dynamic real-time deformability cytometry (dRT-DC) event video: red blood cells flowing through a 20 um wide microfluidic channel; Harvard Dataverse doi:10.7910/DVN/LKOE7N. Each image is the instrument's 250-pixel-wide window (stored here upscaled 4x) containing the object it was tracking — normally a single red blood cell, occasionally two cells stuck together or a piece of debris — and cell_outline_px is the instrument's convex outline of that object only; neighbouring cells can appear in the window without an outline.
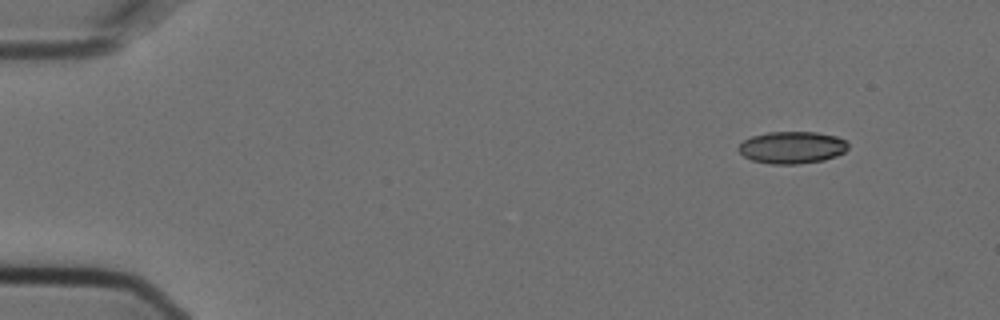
{"species": "Egyptian fruit bat (a non-hibernating species)", "species_latin": "Rousettus aegyptiacus", "temperature_condition": "cold", "stored_images_in_passage": 4, "camera_frame_rate_fps": 3000, "um_per_image_px": 0.085, "animal": {"sex": "female"}, "frame": {"image": 1, "passage_image": 1, "time_ms": 0.0, "image_size_px": [1000, 320], "cell_outline_px": [[848, 148], [844, 152], [836, 156], [824, 160], [796, 164], [772, 164], [752, 160], [744, 156], [740, 152], [740, 144], [744, 140], [752, 136], [768, 132], [816, 132], [836, 136], [848, 140]], "centroid_in_image_um": [67.37, 12.53], "position_along_channel_um": 17.6, "area_um2": 20.46}}
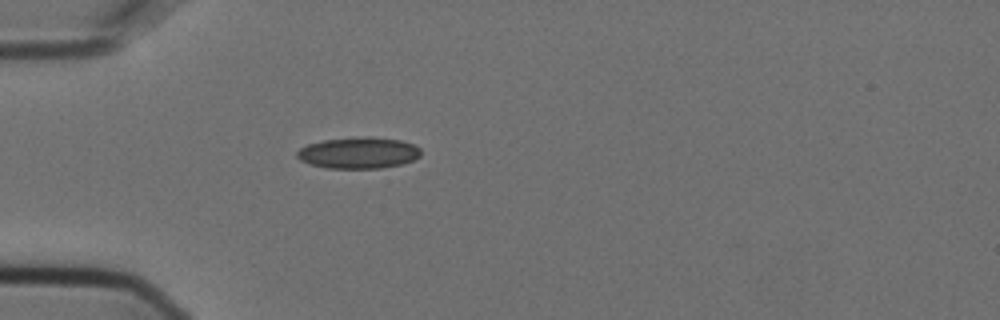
{"frame": {"image": 2, "passage_image": 4, "time_ms": 1.0, "image_size_px": [1000, 320], "cell_outline_px": [[420, 156], [412, 160], [400, 164], [380, 168], [328, 168], [312, 164], [300, 160], [296, 156], [296, 152], [300, 148], [308, 144], [324, 140], [364, 136], [368, 136], [400, 140], [412, 144], [420, 148]], "centroid_in_image_um": [30.46, 12.98], "position_along_channel_um": 54.5, "area_um2": 22.43}}